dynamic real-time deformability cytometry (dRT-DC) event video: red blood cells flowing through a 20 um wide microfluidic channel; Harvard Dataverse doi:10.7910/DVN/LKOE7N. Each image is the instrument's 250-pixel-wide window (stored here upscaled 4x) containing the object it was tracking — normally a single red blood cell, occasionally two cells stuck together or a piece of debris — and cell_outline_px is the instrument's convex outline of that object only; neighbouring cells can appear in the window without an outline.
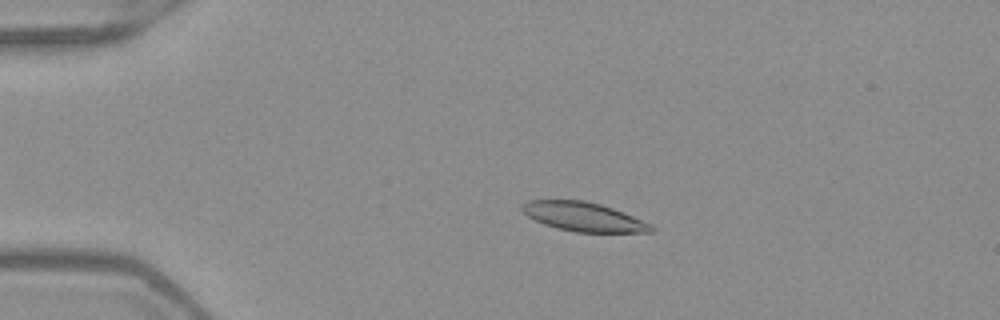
{"species": "Egyptian fruit bat (a non-hibernating species)", "species_latin": "Rousettus aegyptiacus", "temperature_condition": "warm", "stored_images_in_passage": 52, "camera_frame_rate_fps": 3000, "um_per_image_px": 0.085, "frame": {"image": 1, "passage_image": 12, "time_ms": 3.667, "image_size_px": [1000, 320], "cell_outline_px": [[656, 228], [652, 232], [576, 232], [556, 228], [544, 224], [528, 216], [520, 208], [520, 204], [528, 200], [584, 200], [600, 204], [624, 212], [652, 224]], "centroid_in_image_um": [49.61, 18.42], "position_along_channel_um": 35.4, "area_um2": 21.91}}
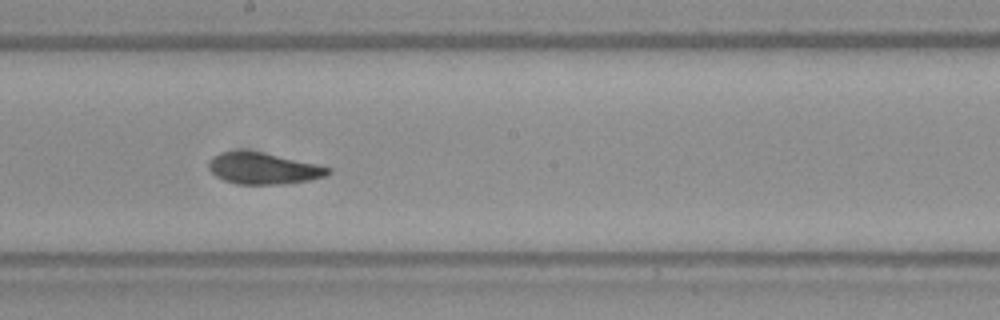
{"frame": {"image": 2, "passage_image": 30, "time_ms": 9.667, "image_size_px": [1000, 320], "cell_outline_px": [[332, 172], [324, 176], [308, 180], [284, 184], [240, 184], [224, 180], [216, 176], [208, 168], [208, 160], [212, 156], [220, 152], [264, 152], [316, 164], [332, 168]], "centroid_in_image_um": [22.38, 14.32], "position_along_channel_um": 225.8, "area_um2": 21.62}}
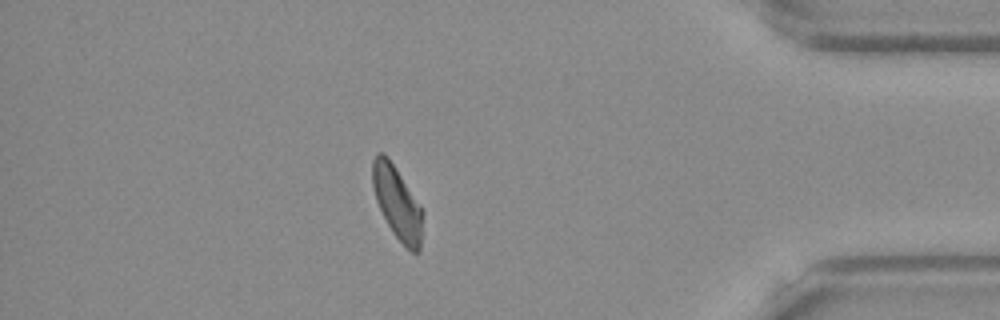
{"frame": {"image": 3, "passage_image": 46, "time_ms": 15.0, "image_size_px": [1000, 320], "cell_outline_px": [[424, 212], [420, 252], [412, 252], [392, 232], [376, 200], [372, 184], [372, 160], [376, 152], [384, 152], [388, 156], [424, 208]], "centroid_in_image_um": [33.79, 17.19], "position_along_channel_um": 401.4, "area_um2": 21.68}, "authors_computed_cell_mechanics": {"area_um2": 22.0507, "velocity_mm_per_s": 3.9668, "shape_relaxation_time_tau1_ms": 3.6085, "shape_relaxation_time_tau2_ms": 3.6737, "deformation_change_tau1": 0.1126, "deformation_change_tau2": 0.076}}